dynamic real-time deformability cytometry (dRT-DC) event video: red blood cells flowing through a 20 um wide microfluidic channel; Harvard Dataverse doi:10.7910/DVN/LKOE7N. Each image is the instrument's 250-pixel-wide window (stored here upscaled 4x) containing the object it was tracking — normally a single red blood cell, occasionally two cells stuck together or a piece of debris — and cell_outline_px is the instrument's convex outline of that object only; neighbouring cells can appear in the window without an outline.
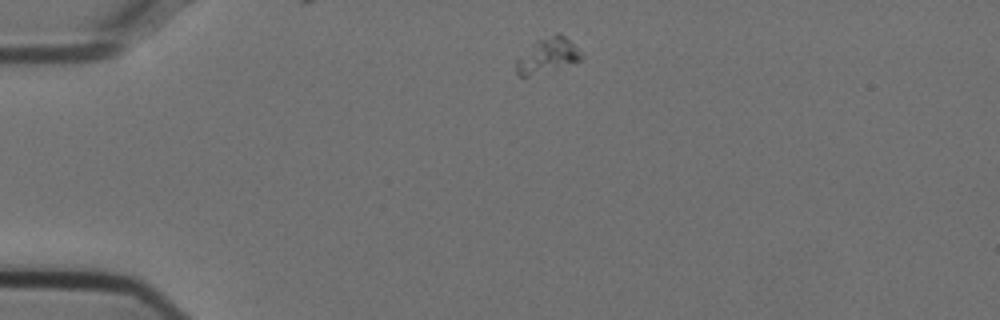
{"species": "Egyptian fruit bat (a non-hibernating species)", "species_latin": "Rousettus aegyptiacus", "temperature_condition": "cold", "stored_images_in_passage": 6, "camera_frame_rate_fps": 3000, "um_per_image_px": 0.085, "animal": {"sex": "female"}, "frame": {"image": 1, "passage_image": 1, "time_ms": 0.0, "image_size_px": [1000, 320], "cell_outline_px": [[584, 60], [528, 76], [520, 76], [516, 72], [516, 60], [536, 40], [556, 32], [560, 32], [584, 56]], "centroid_in_image_um": [46.55, 4.7], "position_along_channel_um": 38.4, "area_um2": 13.06}}